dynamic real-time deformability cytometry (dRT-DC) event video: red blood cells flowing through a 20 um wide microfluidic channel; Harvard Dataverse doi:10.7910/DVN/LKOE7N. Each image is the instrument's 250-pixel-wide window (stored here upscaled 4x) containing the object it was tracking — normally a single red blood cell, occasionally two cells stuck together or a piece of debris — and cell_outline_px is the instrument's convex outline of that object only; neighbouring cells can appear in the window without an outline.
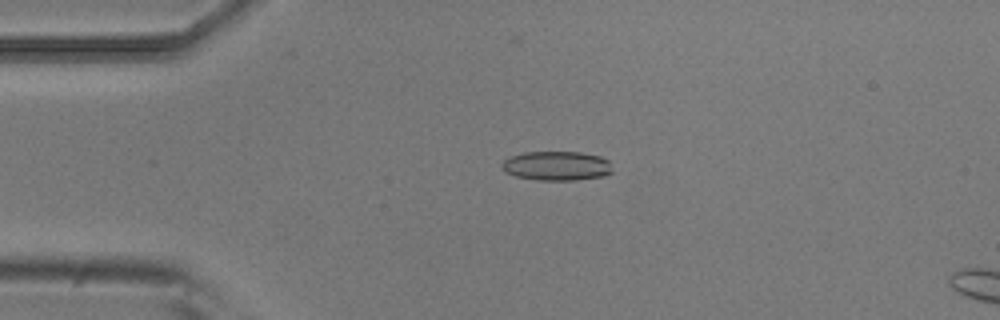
{"species": "common noctule bat (a hibernating species)", "species_latin": "Nyctalus noctula", "temperature_condition": "room temperature", "stored_images_in_passage": 5, "camera_frame_rate_fps": 3000, "um_per_image_px": 0.085, "animal": {"sex": "male", "body_mass_g": 20.5, "forearm_length_mm": 52.5}, "frame": {"image": 1, "passage_image": 3, "time_ms": 0.667, "image_size_px": [1000, 320], "cell_outline_px": [[612, 172], [604, 176], [576, 180], [536, 180], [516, 176], [504, 172], [500, 164], [508, 156], [524, 152], [580, 152], [600, 156], [608, 160]], "centroid_in_image_um": [47.28, 14.09], "position_along_channel_um": 37.7, "area_um2": 19.02}}
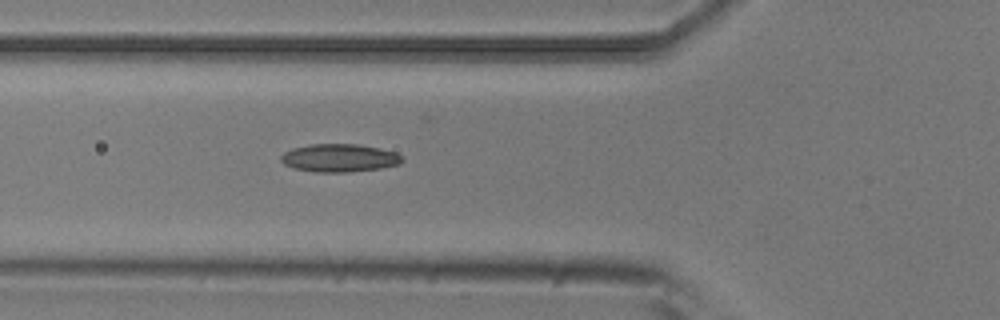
{"frame": {"image": 2, "passage_image": 5, "time_ms": 1.333, "image_size_px": [1000, 320], "cell_outline_px": [[404, 160], [400, 164], [380, 168], [348, 172], [316, 172], [296, 168], [284, 164], [280, 160], [280, 156], [284, 152], [292, 148], [312, 144], [360, 144], [380, 148], [396, 152]], "centroid_in_image_um": [28.86, 13.42], "position_along_channel_um": 96.9, "area_um2": 19.77}}